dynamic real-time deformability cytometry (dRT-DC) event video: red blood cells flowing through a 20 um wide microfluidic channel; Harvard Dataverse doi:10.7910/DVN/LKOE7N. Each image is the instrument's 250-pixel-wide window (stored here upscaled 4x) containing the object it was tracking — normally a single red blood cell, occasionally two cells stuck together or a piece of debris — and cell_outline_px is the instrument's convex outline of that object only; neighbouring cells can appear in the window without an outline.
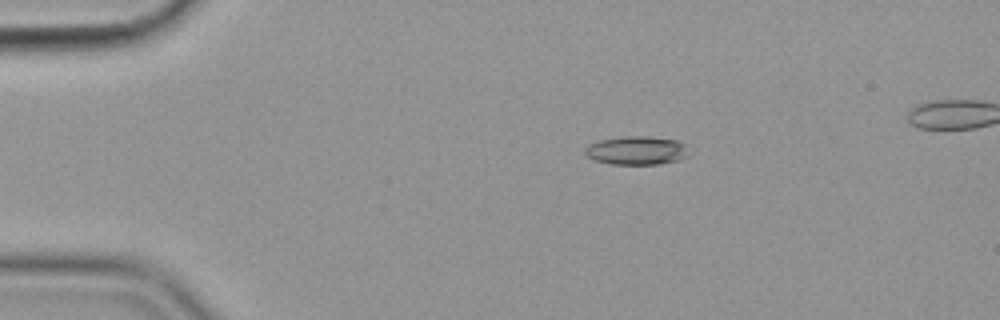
{"species": "common noctule bat (a hibernating species)", "species_latin": "Nyctalus noctula", "temperature_condition": "cold", "stored_images_in_passage": 45, "camera_frame_rate_fps": 3000, "um_per_image_px": 0.085, "animal": {"sex": "female", "body_mass_g": 19.9}, "frame": {"image": 1, "passage_image": 1, "time_ms": 0.0, "image_size_px": [1000, 320], "cell_outline_px": [[688, 156], [680, 160], [660, 164], [612, 164], [596, 160], [588, 156], [584, 152], [584, 148], [588, 144], [600, 140], [624, 136], [644, 136], [680, 140], [684, 144]], "centroid_in_image_um": [54.12, 12.78], "position_along_channel_um": 30.9, "area_um2": 17.28}}
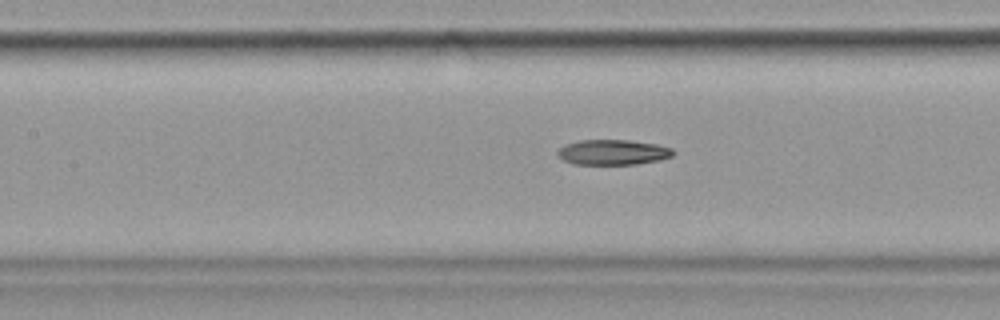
{"frame": {"image": 2, "passage_image": 16, "time_ms": 5.0, "image_size_px": [1000, 320], "cell_outline_px": [[676, 152], [672, 156], [660, 160], [636, 164], [572, 164], [556, 156], [556, 152], [564, 144], [580, 140], [628, 140], [656, 144], [672, 148]], "centroid_in_image_um": [52.08, 12.94], "position_along_channel_um": 155.3, "area_um2": 17.11}}
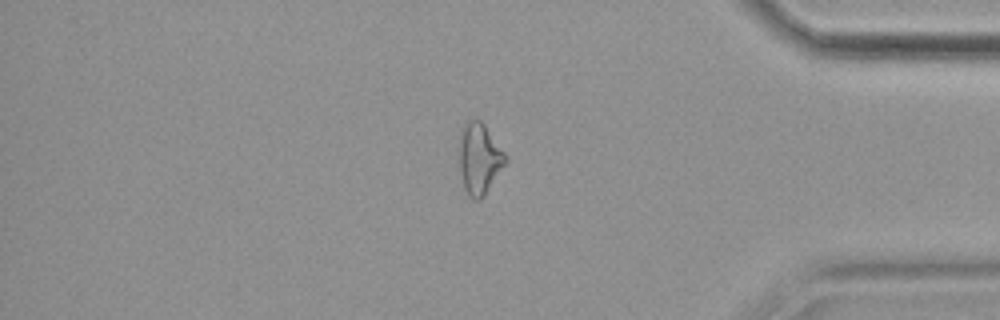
{"frame": {"image": 3, "passage_image": 38, "time_ms": 12.333, "image_size_px": [1000, 320], "cell_outline_px": [[508, 160], [480, 200], [476, 200], [468, 196], [464, 188], [456, 156], [456, 152], [460, 128], [468, 120], [480, 120], [484, 124], [508, 156]], "centroid_in_image_um": [40.68, 13.44], "position_along_channel_um": 394.5, "area_um2": 19.71}}